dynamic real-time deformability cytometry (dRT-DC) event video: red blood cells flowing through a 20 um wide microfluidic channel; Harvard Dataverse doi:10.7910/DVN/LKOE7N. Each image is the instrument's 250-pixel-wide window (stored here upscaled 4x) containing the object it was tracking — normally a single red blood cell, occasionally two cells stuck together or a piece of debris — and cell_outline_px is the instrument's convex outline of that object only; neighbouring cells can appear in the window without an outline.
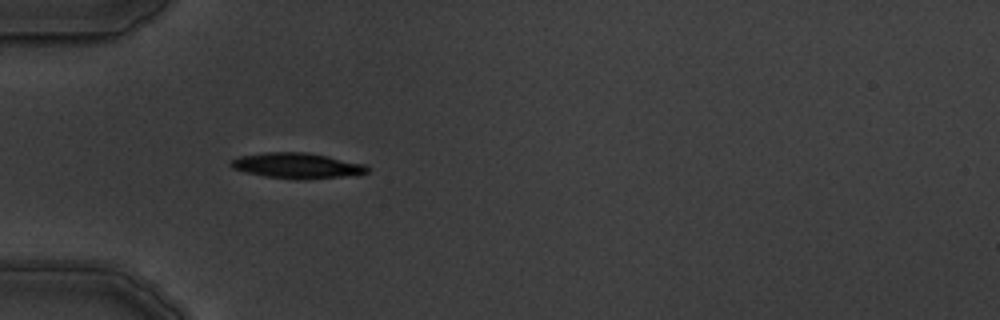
{"species": "common noctule bat (a hibernating species)", "species_latin": "Nyctalus noctula", "temperature_condition": "warm", "stored_images_in_passage": 10, "camera_frame_rate_fps": 3000, "um_per_image_px": 0.085, "animal": {"sex": "male", "body_mass_g": 19.5, "forearm_length_mm": 54.6}, "frame": {"image": 1, "passage_image": 4, "time_ms": 4.333, "image_size_px": [1000, 320], "cell_outline_px": [[368, 172], [356, 176], [304, 180], [296, 180], [264, 176], [232, 168], [228, 164], [232, 160], [240, 156], [264, 152], [308, 152], [364, 164], [368, 168]], "centroid_in_image_um": [25.28, 14.09], "position_along_channel_um": 59.7, "area_um2": 20.52}}
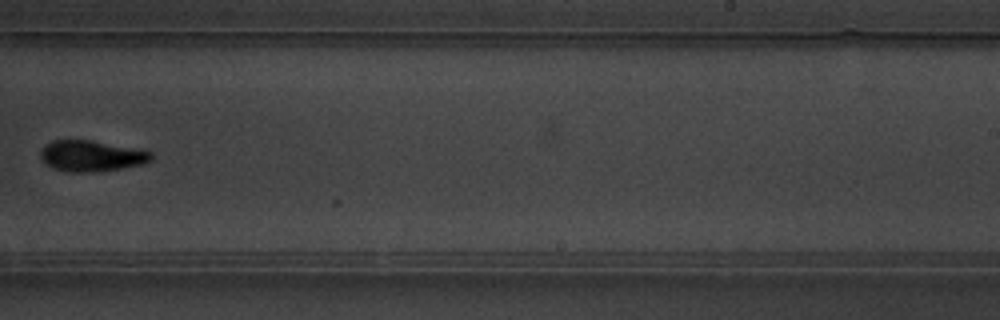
{"frame": {"image": 2, "passage_image": 9, "time_ms": 10.333, "image_size_px": [1000, 320], "cell_outline_px": [[152, 160], [144, 164], [124, 168], [96, 172], [72, 172], [52, 168], [44, 164], [40, 156], [40, 152], [44, 144], [52, 140], [88, 140], [140, 148], [152, 152]], "centroid_in_image_um": [7.78, 13.25], "position_along_channel_um": 281.2, "area_um2": 20.35}}
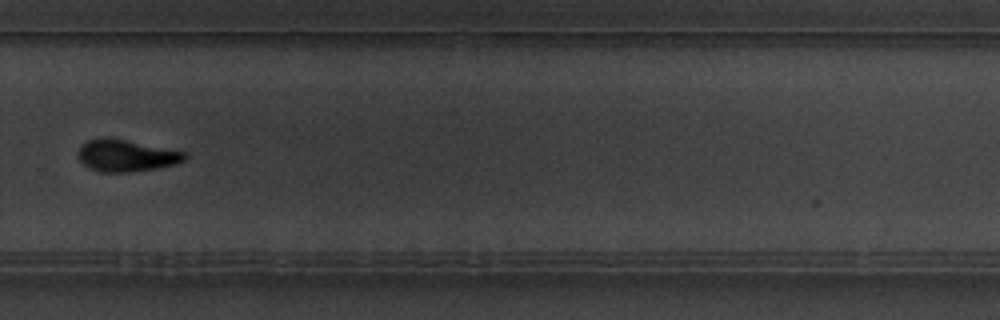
{"frame": {"image": 3, "passage_image": 10, "time_ms": 11.333, "image_size_px": [1000, 320], "cell_outline_px": [[188, 156], [184, 160], [176, 164], [156, 168], [128, 172], [100, 172], [84, 164], [76, 156], [76, 152], [88, 140], [108, 136], [184, 152]], "centroid_in_image_um": [10.7, 13.22], "position_along_channel_um": 319.1, "area_um2": 19.65}}